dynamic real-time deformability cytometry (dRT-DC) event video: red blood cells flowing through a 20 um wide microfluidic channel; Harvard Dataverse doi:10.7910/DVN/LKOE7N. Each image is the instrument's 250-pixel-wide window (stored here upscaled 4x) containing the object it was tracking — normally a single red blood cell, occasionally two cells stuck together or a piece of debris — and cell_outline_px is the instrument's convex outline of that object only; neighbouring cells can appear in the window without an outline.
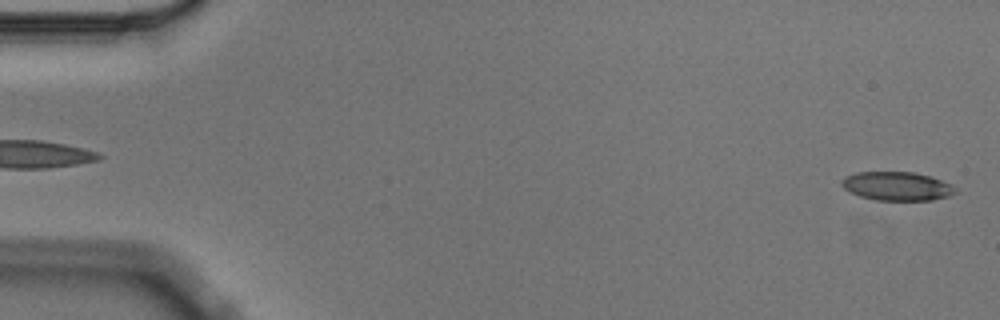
{"species": "Egyptian fruit bat (a non-hibernating species)", "species_latin": "Rousettus aegyptiacus", "temperature_condition": "cold", "stored_images_in_passage": 5, "segment_of_instrument_passage": [2, 2], "camera_frame_rate_fps": 3000, "um_per_image_px": 0.085, "animal": {"sex": "male"}, "frame": {"image": 1, "passage_image": 5, "time_ms": 1.333, "image_size_px": [1000, 320], "cell_outline_px": [[956, 192], [948, 196], [932, 200], [876, 200], [860, 196], [848, 192], [840, 184], [840, 180], [856, 172], [912, 172], [932, 176], [952, 184], [956, 188]], "centroid_in_image_um": [76.24, 15.82], "position_along_channel_um": 8.8, "area_um2": 19.13}}